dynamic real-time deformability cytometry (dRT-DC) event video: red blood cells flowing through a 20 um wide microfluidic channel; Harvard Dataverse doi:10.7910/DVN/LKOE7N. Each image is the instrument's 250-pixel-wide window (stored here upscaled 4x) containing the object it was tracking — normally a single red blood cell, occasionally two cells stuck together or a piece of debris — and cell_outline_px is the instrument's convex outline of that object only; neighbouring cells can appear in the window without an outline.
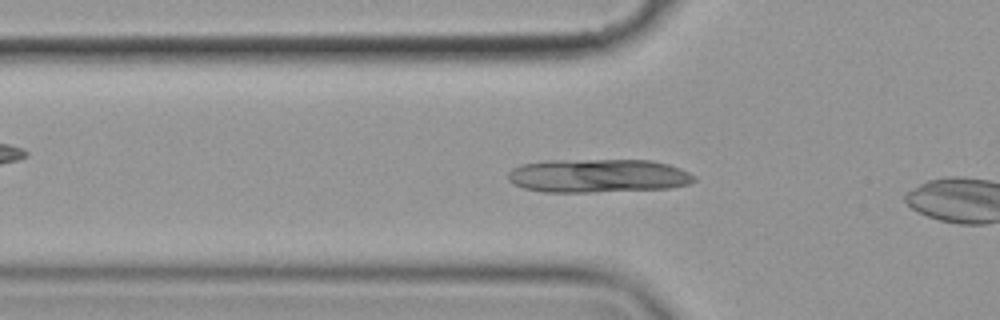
{"species": "common noctule bat (a hibernating species)", "species_latin": "Nyctalus noctula", "temperature_condition": "cold", "stored_images_in_passage": 34, "camera_frame_rate_fps": 3000, "um_per_image_px": 0.085, "animal": {"sex": "female", "body_mass_g": 19.9}, "frame": {"image": 1, "passage_image": 7, "time_ms": 2.0, "image_size_px": [1000, 320], "cell_outline_px": [[696, 180], [688, 184], [668, 188], [592, 192], [544, 192], [524, 188], [512, 184], [508, 180], [508, 172], [512, 168], [520, 164], [548, 160], [652, 160], [668, 164], [680, 168], [696, 176]], "centroid_in_image_um": [50.8, 14.94], "position_along_channel_um": 75.0, "area_um2": 36.65}}
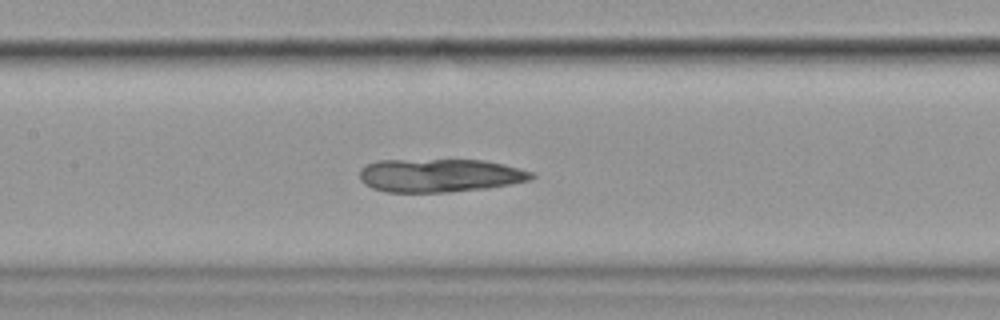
{"frame": {"image": 2, "passage_image": 15, "time_ms": 4.667, "image_size_px": [1000, 320], "cell_outline_px": [[536, 176], [528, 180], [488, 188], [448, 192], [384, 192], [372, 188], [364, 184], [360, 180], [360, 168], [368, 164], [380, 160], [484, 160], [504, 164], [532, 172]], "centroid_in_image_um": [37.35, 14.91], "position_along_channel_um": 170.1, "area_um2": 33.35}}
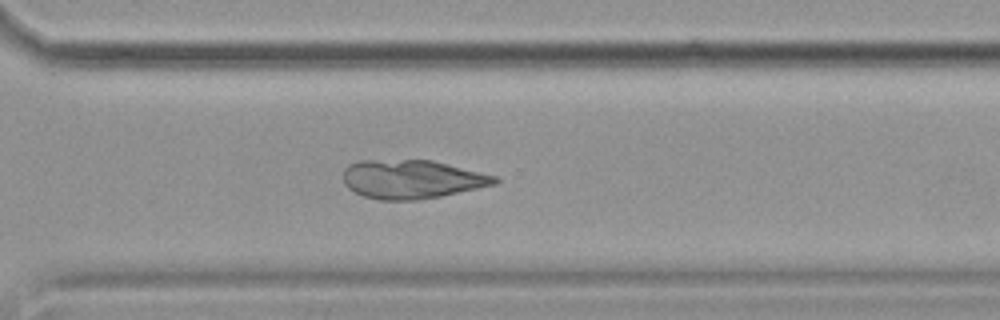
{"frame": {"image": 3, "passage_image": 29, "time_ms": 9.333, "image_size_px": [1000, 320], "cell_outline_px": [[500, 180], [496, 184], [440, 196], [416, 200], [380, 200], [364, 196], [348, 188], [344, 184], [344, 168], [348, 164], [360, 160], [432, 160], [496, 176]], "centroid_in_image_um": [34.98, 15.23], "position_along_channel_um": 335.6, "area_um2": 34.04}}